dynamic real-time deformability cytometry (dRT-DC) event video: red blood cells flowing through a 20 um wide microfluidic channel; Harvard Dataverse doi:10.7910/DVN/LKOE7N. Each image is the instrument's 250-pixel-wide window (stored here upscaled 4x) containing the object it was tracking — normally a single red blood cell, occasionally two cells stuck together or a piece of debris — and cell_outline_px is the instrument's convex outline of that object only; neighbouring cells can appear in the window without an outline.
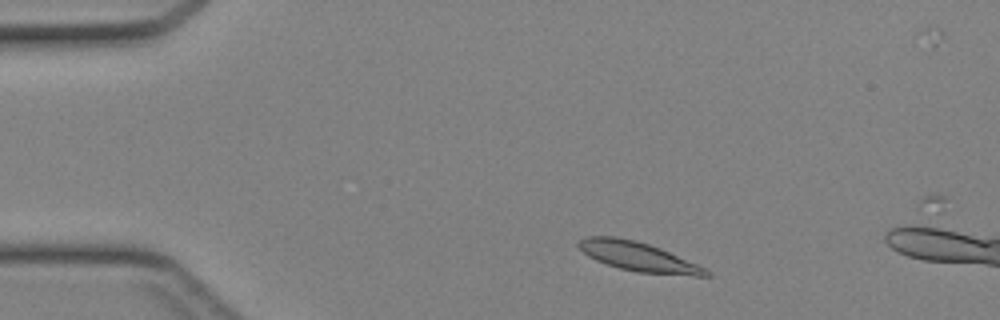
{"species": "Egyptian fruit bat (a non-hibernating species)", "species_latin": "Rousettus aegyptiacus", "temperature_condition": "cold", "stored_images_in_passage": 41, "camera_frame_rate_fps": 3000, "um_per_image_px": 0.085, "animal": {"sex": "female"}, "frame": {"image": 1, "passage_image": 4, "time_ms": 1.0, "image_size_px": [1000, 320], "cell_outline_px": [[712, 276], [692, 276], [636, 272], [620, 268], [596, 260], [588, 256], [576, 244], [580, 240], [588, 236], [616, 236], [636, 240], [660, 248], [696, 264], [712, 272]], "centroid_in_image_um": [54.26, 21.81], "position_along_channel_um": 30.7, "area_um2": 21.56}}
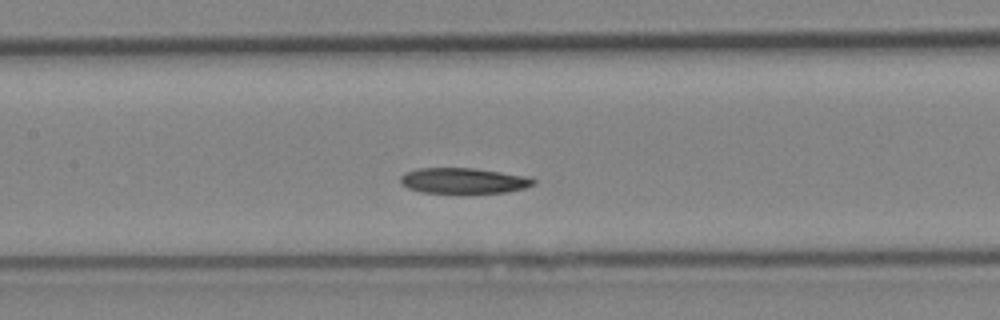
{"frame": {"image": 2, "passage_image": 17, "time_ms": 5.333, "image_size_px": [1000, 320], "cell_outline_px": [[536, 184], [524, 188], [504, 192], [424, 192], [408, 188], [400, 184], [400, 176], [404, 172], [420, 168], [476, 168], [528, 176], [536, 180]], "centroid_in_image_um": [39.4, 15.34], "position_along_channel_um": 168.0, "area_um2": 19.71}}
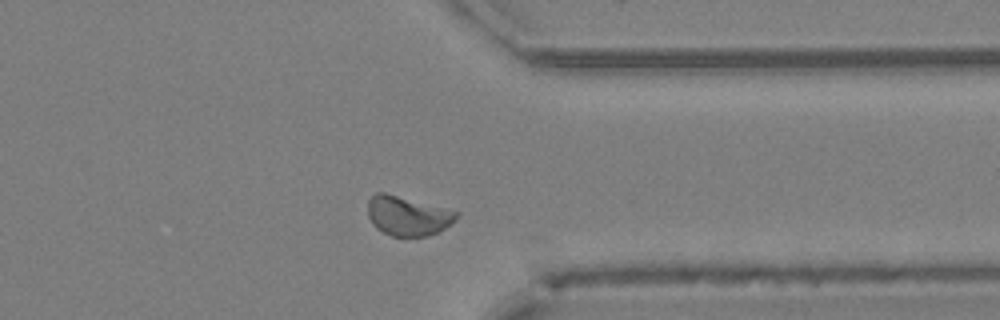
{"frame": {"image": 3, "passage_image": 31, "time_ms": 10.0, "image_size_px": [1000, 320], "cell_outline_px": [[460, 216], [456, 220], [444, 228], [428, 236], [392, 236], [376, 228], [372, 224], [368, 216], [368, 200], [376, 192], [384, 192], [460, 212]], "centroid_in_image_um": [34.65, 18.34], "position_along_channel_um": 376.7, "area_um2": 20.29}}